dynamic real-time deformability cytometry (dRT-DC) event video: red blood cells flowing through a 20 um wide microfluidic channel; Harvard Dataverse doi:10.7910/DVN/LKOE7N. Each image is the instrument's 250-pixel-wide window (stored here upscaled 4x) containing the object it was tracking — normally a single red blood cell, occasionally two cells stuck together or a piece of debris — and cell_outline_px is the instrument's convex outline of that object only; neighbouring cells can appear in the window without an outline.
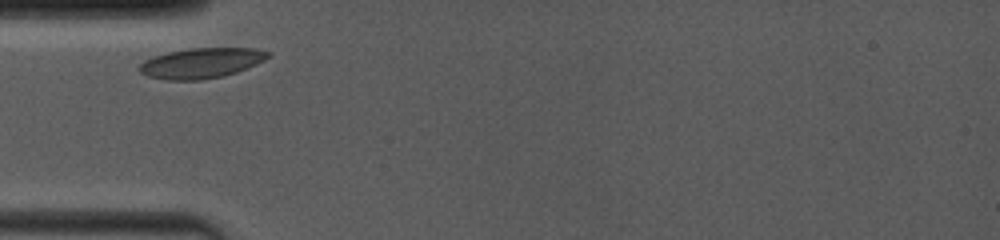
{"species": "common noctule bat (a hibernating species)", "species_latin": "Nyctalus noctula", "temperature_condition": "room temperature", "stored_images_in_passage": 37, "camera_frame_rate_fps": 4000, "um_per_image_px": 0.085, "animal": {"sex": "female", "body_mass_g": 19.0, "forearm_length_mm": 53.3}, "frame": {"image": 1, "passage_image": 1, "time_ms": 0.0, "image_size_px": [1000, 240], "cell_outline_px": [[272, 56], [256, 64], [236, 72], [224, 76], [200, 80], [164, 80], [148, 76], [140, 72], [136, 68], [144, 60], [152, 56], [168, 52], [188, 48], [252, 48], [272, 52]], "centroid_in_image_um": [17.09, 5.36], "position_along_channel_um": 67.9, "area_um2": 22.89}}
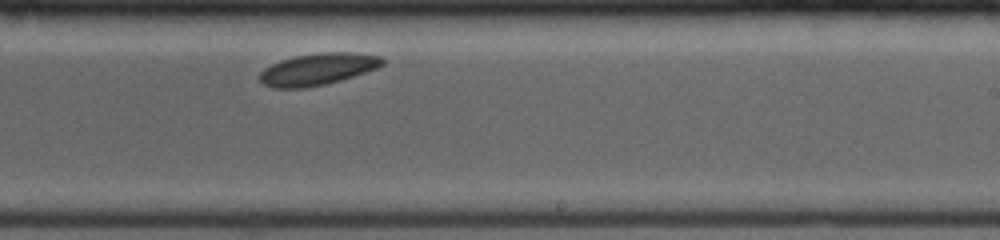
{"frame": {"image": 2, "passage_image": 21, "time_ms": 5.25, "image_size_px": [1000, 240], "cell_outline_px": [[384, 64], [376, 68], [340, 80], [324, 84], [304, 88], [272, 88], [264, 84], [260, 80], [260, 72], [264, 68], [280, 60], [296, 56], [316, 52], [352, 52], [380, 56], [384, 60]], "centroid_in_image_um": [26.99, 5.87], "position_along_channel_um": 262.0, "area_um2": 22.6}}
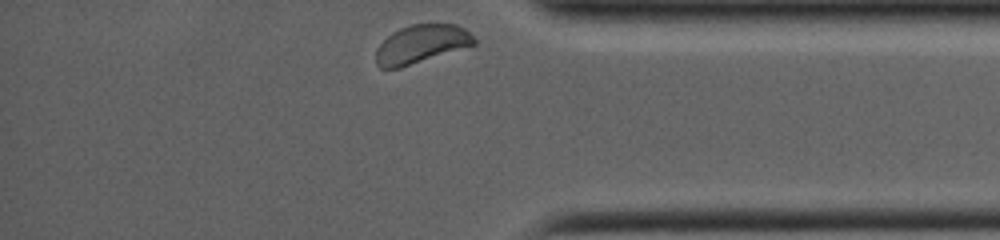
{"frame": {"image": 3, "passage_image": 37, "time_ms": 9.0, "image_size_px": [1000, 240], "cell_outline_px": [[476, 44], [400, 68], [380, 68], [376, 64], [376, 48], [392, 32], [408, 24], [456, 24], [464, 28], [476, 40]], "centroid_in_image_um": [35.78, 3.74], "position_along_channel_um": 399.4, "area_um2": 21.85}, "authors_computed_cell_mechanics": {"area_um2": 22.4842, "velocity_mm_per_s": 3.7219, "shape_relaxation_time_tau1_ms": 0.5665, "shape_relaxation_time_tau2_ms": null, "deformation_change_tau1": 0.0142, "deformation_change_tau2": null}}